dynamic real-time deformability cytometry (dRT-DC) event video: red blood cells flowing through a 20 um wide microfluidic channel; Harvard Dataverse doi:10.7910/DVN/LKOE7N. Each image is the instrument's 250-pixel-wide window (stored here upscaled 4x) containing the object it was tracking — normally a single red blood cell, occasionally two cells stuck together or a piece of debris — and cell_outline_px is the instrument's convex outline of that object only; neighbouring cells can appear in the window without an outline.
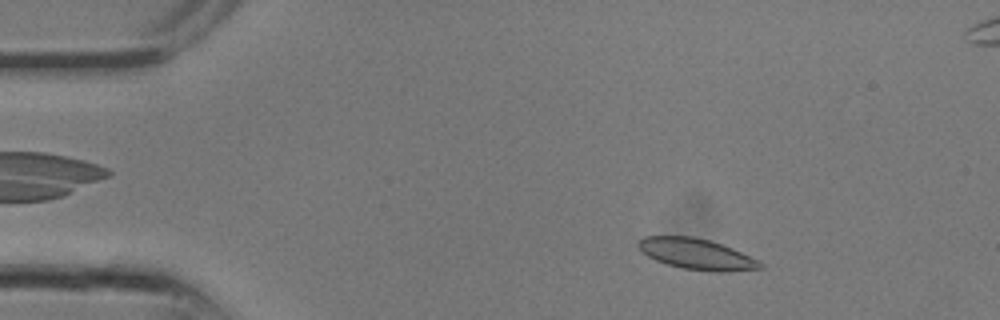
{"species": "common noctule bat (a hibernating species)", "species_latin": "Nyctalus noctula", "temperature_condition": "room temperature", "stored_images_in_passage": 15, "camera_frame_rate_fps": 3000, "um_per_image_px": 0.085, "animal": {"sex": "male", "body_mass_g": 13.3}, "frame": {"image": 1, "passage_image": 3, "time_ms": 0.667, "image_size_px": [1000, 320], "cell_outline_px": [[764, 268], [724, 272], [708, 272], [680, 268], [664, 264], [648, 256], [636, 244], [644, 236], [692, 236], [708, 240], [732, 248], [764, 264]], "centroid_in_image_um": [59.19, 21.61], "position_along_channel_um": 25.8, "area_um2": 21.85}}
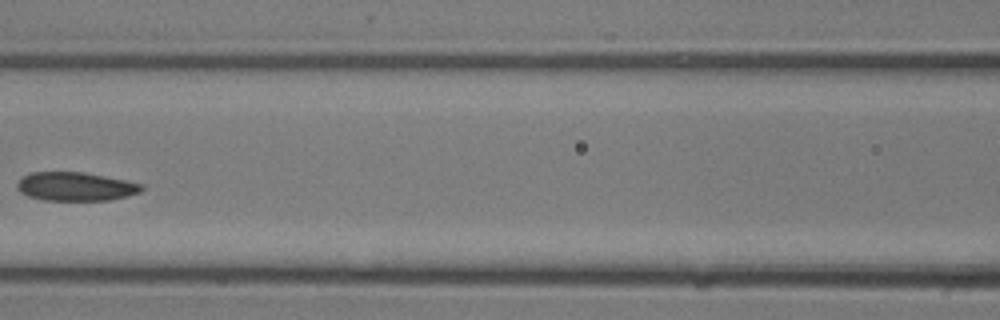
{"frame": {"image": 2, "passage_image": 11, "time_ms": 3.333, "image_size_px": [1000, 320], "cell_outline_px": [[144, 188], [140, 192], [112, 200], [44, 200], [28, 196], [20, 192], [16, 188], [16, 184], [24, 176], [32, 172], [84, 172], [124, 180], [140, 184]], "centroid_in_image_um": [6.4, 15.86], "position_along_channel_um": 160.2, "area_um2": 20.63}}
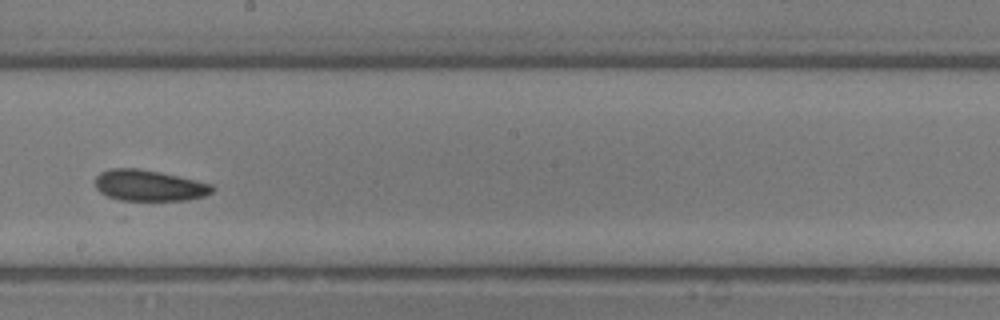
{"frame": {"image": 3, "passage_image": 14, "time_ms": 4.333, "image_size_px": [1000, 320], "cell_outline_px": [[216, 188], [212, 192], [204, 196], [188, 200], [132, 204], [128, 204], [108, 196], [100, 192], [96, 188], [96, 176], [100, 172], [112, 168], [136, 168], [160, 172], [196, 180], [212, 184]], "centroid_in_image_um": [12.67, 15.83], "position_along_channel_um": 235.5, "area_um2": 22.25}}